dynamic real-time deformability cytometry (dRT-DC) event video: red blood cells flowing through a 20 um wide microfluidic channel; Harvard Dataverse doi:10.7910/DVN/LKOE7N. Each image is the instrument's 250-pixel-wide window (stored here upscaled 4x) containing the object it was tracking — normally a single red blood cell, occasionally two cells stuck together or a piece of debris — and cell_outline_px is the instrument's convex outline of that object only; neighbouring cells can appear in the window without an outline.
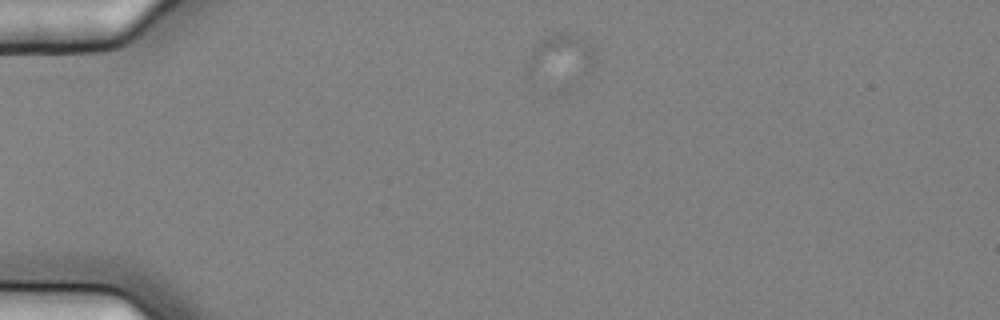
{"species": "common noctule bat (a hibernating species)", "species_latin": "Nyctalus noctula", "temperature_condition": "cold", "stored_images_in_passage": 4, "camera_frame_rate_fps": 3000, "um_per_image_px": 0.085, "animal": {"sex": "female", "body_mass_g": 25.1}, "frame": {"image": 1, "passage_image": 1, "time_ms": 0.0, "image_size_px": [1000, 320], "cell_outline_px": [[596, 60], [592, 72], [580, 76], [524, 76], [524, 64], [532, 48], [548, 36], [556, 32], [568, 32], [580, 36], [592, 48]], "centroid_in_image_um": [47.64, 4.83], "position_along_channel_um": 37.4, "area_um2": 18.09}}
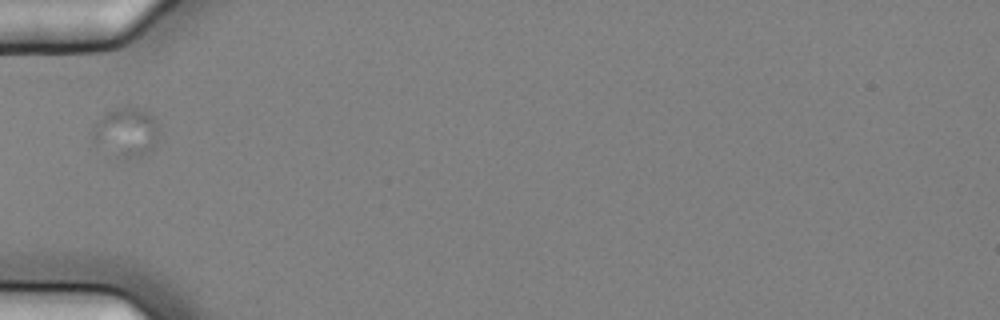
{"frame": {"image": 2, "passage_image": 3, "time_ms": 0.667, "image_size_px": [1000, 320], "cell_outline_px": [[156, 144], [152, 148], [140, 156], [124, 160], [112, 156], [96, 144], [92, 140], [92, 128], [96, 120], [108, 112], [116, 108], [128, 104], [140, 108], [152, 116], [156, 120]], "centroid_in_image_um": [10.66, 11.24], "position_along_channel_um": 74.3, "area_um2": 19.31}}
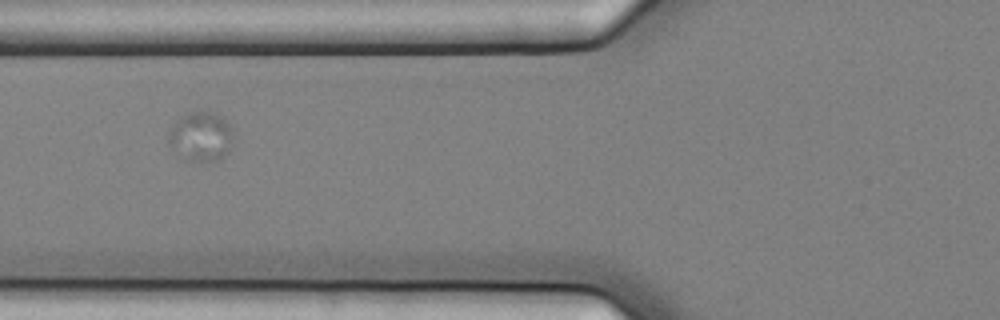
{"frame": {"image": 3, "passage_image": 4, "time_ms": 1.0, "image_size_px": [1000, 320], "cell_outline_px": [[232, 148], [224, 156], [216, 160], [180, 160], [168, 144], [168, 132], [180, 116], [188, 112], [216, 112], [228, 124], [232, 132]], "centroid_in_image_um": [17.03, 11.62], "position_along_channel_um": 108.8, "area_um2": 18.79}}